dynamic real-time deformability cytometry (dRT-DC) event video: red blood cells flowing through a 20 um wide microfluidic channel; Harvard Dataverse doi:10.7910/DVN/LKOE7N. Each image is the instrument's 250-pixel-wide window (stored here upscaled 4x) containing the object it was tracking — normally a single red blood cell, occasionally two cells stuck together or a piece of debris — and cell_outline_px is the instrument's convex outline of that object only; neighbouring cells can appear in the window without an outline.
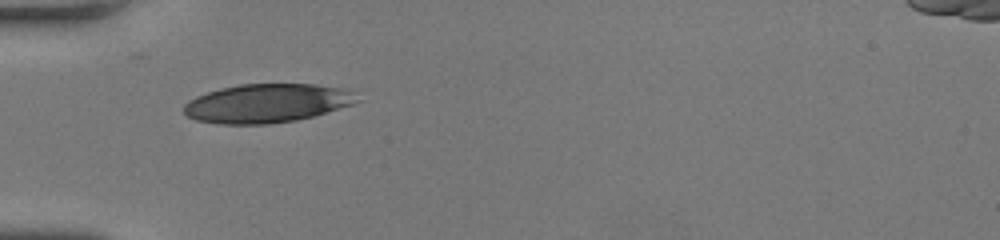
{"species": "human", "species_latin": "Homo sapiens", "temperature_condition": "room temperature", "stored_images_in_passage": 34, "camera_frame_rate_fps": 3000, "um_per_image_px": 0.085, "donor": {"sex": "female"}, "frame": {"image": 1, "passage_image": 1, "time_ms": 0.0, "image_size_px": [1000, 240], "cell_outline_px": [[360, 100], [352, 104], [312, 116], [296, 120], [268, 124], [220, 124], [196, 120], [188, 116], [184, 112], [184, 104], [188, 100], [196, 96], [220, 88], [240, 84], [312, 84], [340, 88], [352, 92]], "centroid_in_image_um": [22.64, 8.78], "position_along_channel_um": 62.4, "area_um2": 38.84}}
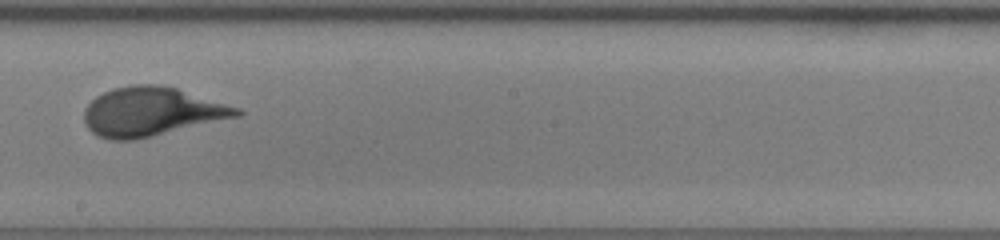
{"frame": {"image": 2, "passage_image": 14, "time_ms": 4.333, "image_size_px": [1000, 240], "cell_outline_px": [[244, 112], [240, 116], [136, 140], [112, 140], [96, 136], [84, 124], [84, 108], [96, 96], [112, 88], [132, 84], [160, 84], [176, 88], [240, 108]], "centroid_in_image_um": [12.85, 9.5], "position_along_channel_um": 235.4, "area_um2": 43.64}}
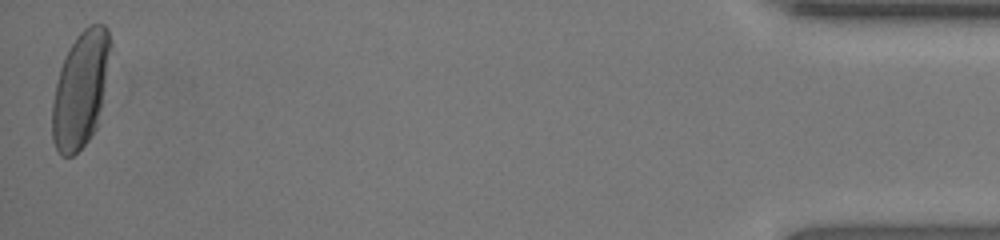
{"frame": {"image": 3, "passage_image": 34, "time_ms": 11.0, "image_size_px": [1000, 240], "cell_outline_px": [[112, 48], [96, 128], [88, 140], [72, 156], [60, 156], [52, 140], [52, 100], [60, 68], [76, 36], [84, 28], [92, 24], [104, 24], [108, 28], [112, 44]], "centroid_in_image_um": [6.85, 7.59], "position_along_channel_um": 428.4, "area_um2": 39.02}, "authors_computed_cell_mechanics": {"area_um2": 41.2114, "velocity_mm_per_s": 4.1671, "shape_relaxation_time_tau1_ms": 3.1864, "shape_relaxation_time_tau2_ms": null, "deformation_change_tau1": 0.1694, "deformation_change_tau2": null}}